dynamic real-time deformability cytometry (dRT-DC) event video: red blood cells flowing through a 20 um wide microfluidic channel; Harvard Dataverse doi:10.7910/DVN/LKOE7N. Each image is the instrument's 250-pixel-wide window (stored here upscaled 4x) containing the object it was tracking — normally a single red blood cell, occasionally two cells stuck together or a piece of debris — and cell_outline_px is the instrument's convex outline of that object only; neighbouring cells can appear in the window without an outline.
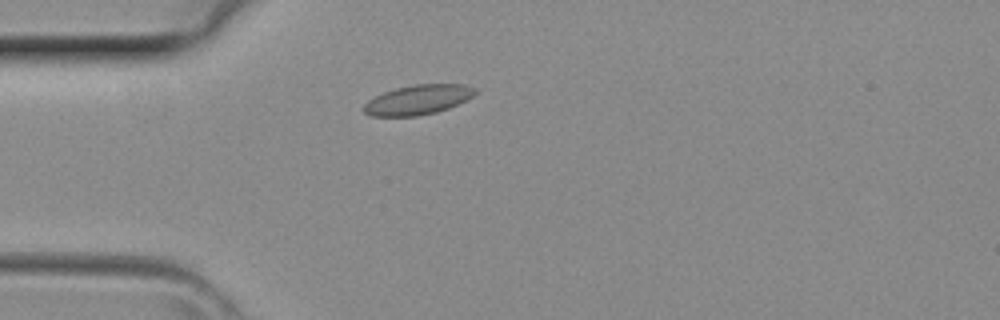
{"species": "common noctule bat (a hibernating species)", "species_latin": "Nyctalus noctula", "temperature_condition": "room temperature", "stored_images_in_passage": 35, "camera_frame_rate_fps": 3000, "um_per_image_px": 0.085, "animal": {"sex": "female", "body_mass_g": 29.2, "forearm_length_mm": 56.3}, "frame": {"image": 1, "passage_image": 5, "time_ms": 1.333, "image_size_px": [1000, 320], "cell_outline_px": [[476, 92], [472, 96], [448, 108], [436, 112], [416, 116], [372, 116], [364, 112], [364, 104], [368, 100], [384, 92], [396, 88], [416, 84], [464, 84], [476, 88]], "centroid_in_image_um": [35.51, 8.47], "position_along_channel_um": 49.5, "area_um2": 19.02}}
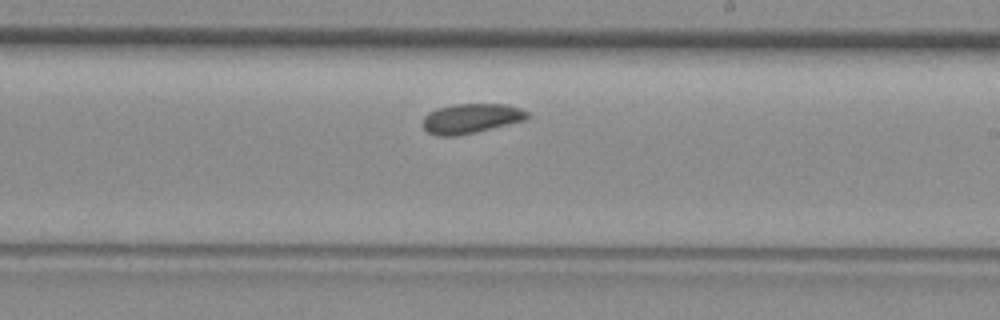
{"frame": {"image": 2, "passage_image": 18, "time_ms": 5.667, "image_size_px": [1000, 320], "cell_outline_px": [[532, 116], [524, 120], [456, 136], [436, 136], [428, 132], [420, 124], [424, 116], [428, 112], [436, 108], [452, 104], [508, 104], [520, 108], [528, 112]], "centroid_in_image_um": [39.99, 10.05], "position_along_channel_um": 249.0, "area_um2": 18.21}}
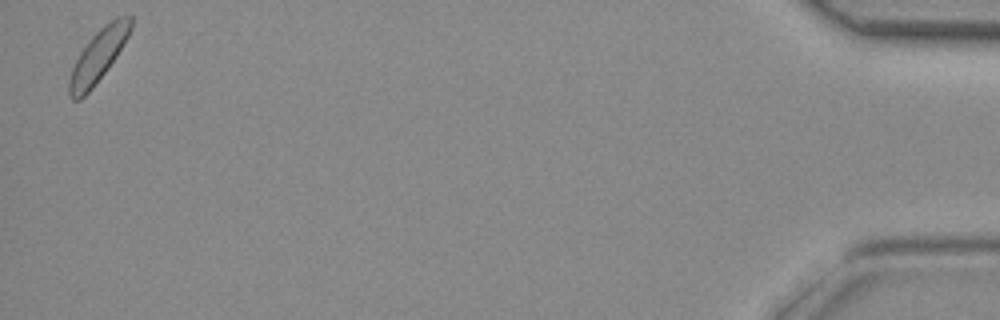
{"frame": {"image": 3, "passage_image": 35, "time_ms": 11.333, "image_size_px": [1000, 320], "cell_outline_px": [[132, 28], [128, 36], [116, 56], [108, 68], [92, 88], [80, 100], [72, 100], [68, 96], [68, 84], [72, 68], [80, 52], [88, 40], [104, 24], [116, 16], [132, 16]], "centroid_in_image_um": [8.33, 4.74], "position_along_channel_um": 426.9, "area_um2": 18.67}}